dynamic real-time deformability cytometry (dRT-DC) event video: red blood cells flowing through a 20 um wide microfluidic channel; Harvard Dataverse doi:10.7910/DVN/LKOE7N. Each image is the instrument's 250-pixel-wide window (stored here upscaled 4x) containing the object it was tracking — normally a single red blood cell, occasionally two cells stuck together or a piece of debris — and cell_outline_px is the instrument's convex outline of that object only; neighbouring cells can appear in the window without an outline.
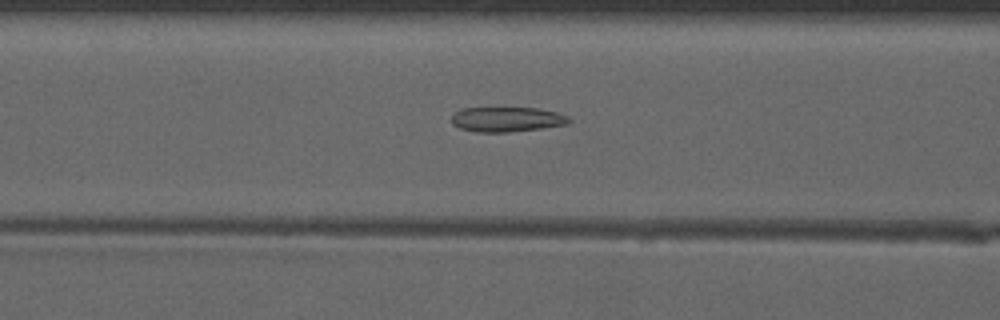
{"species": "common noctule bat (a hibernating species)", "species_latin": "Nyctalus noctula", "temperature_condition": "warm", "stored_images_in_passage": 50, "camera_frame_rate_fps": 3000, "um_per_image_px": 0.085, "animal": {"sex": "male", "forearm_length_mm": 52.5}, "frame": {"image": 1, "passage_image": 21, "time_ms": 6.667, "image_size_px": [1000, 320], "cell_outline_px": [[572, 120], [568, 124], [540, 128], [508, 132], [476, 132], [460, 128], [452, 124], [452, 116], [456, 112], [464, 108], [540, 108], [556, 112], [568, 116]], "centroid_in_image_um": [43.1, 10.14], "position_along_channel_um": 123.5, "area_um2": 16.94}}
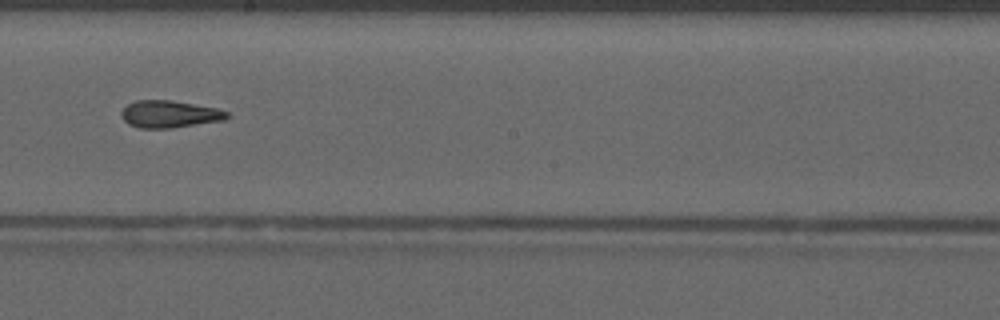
{"frame": {"image": 2, "passage_image": 29, "time_ms": 9.333, "image_size_px": [1000, 320], "cell_outline_px": [[228, 116], [224, 120], [172, 128], [140, 128], [128, 124], [120, 116], [120, 112], [128, 104], [136, 100], [172, 100], [216, 108], [228, 112]], "centroid_in_image_um": [14.37, 9.7], "position_along_channel_um": 233.8, "area_um2": 16.7}}
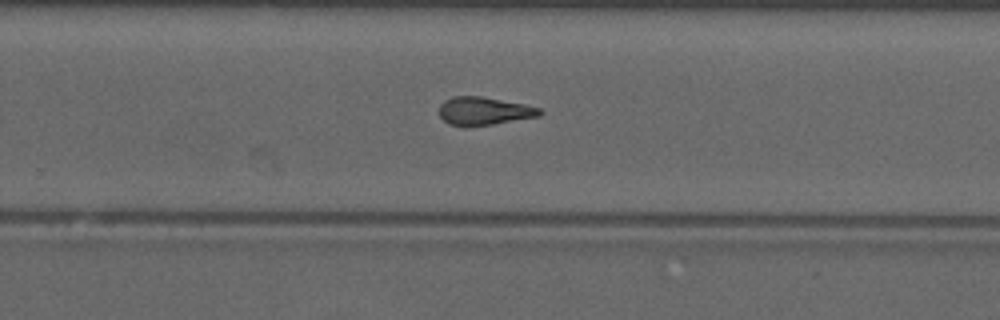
{"frame": {"image": 3, "passage_image": 33, "time_ms": 10.667, "image_size_px": [1000, 320], "cell_outline_px": [[544, 112], [540, 116], [492, 124], [448, 124], [440, 116], [440, 104], [444, 100], [452, 96], [480, 96], [524, 104], [540, 108]], "centroid_in_image_um": [41.17, 9.4], "position_along_channel_um": 288.6, "area_um2": 16.01}, "authors_computed_cell_mechanics": {"area_um2": 16.8487, "velocity_mm_per_s": 4.1368, "shape_relaxation_time_tau1_ms": null, "shape_relaxation_time_tau2_ms": 3.0773, "deformation_change_tau1": null, "deformation_change_tau2": 0.1399}}